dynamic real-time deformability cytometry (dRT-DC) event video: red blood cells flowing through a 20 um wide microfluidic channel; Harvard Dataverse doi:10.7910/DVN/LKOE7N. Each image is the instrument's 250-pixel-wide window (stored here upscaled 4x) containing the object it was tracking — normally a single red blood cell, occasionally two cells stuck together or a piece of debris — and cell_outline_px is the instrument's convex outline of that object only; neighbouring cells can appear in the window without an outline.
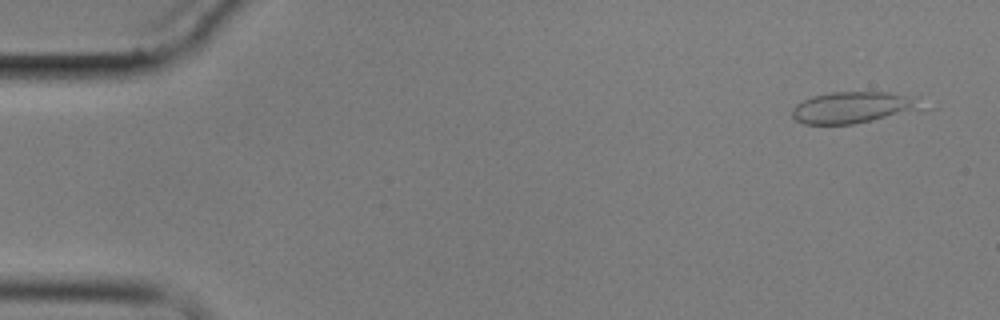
{"species": "common noctule bat (a hibernating species)", "species_latin": "Nyctalus noctula", "temperature_condition": "cold", "stored_images_in_passage": 5, "camera_frame_rate_fps": 3000, "um_per_image_px": 0.085, "animal": {"sex": "male", "body_mass_g": 17.9}, "frame": {"image": 1, "passage_image": 1, "time_ms": 0.0, "image_size_px": [1000, 320], "cell_outline_px": [[940, 108], [852, 124], [804, 124], [796, 120], [792, 116], [792, 108], [796, 104], [812, 96], [832, 92], [888, 92], [920, 96]], "centroid_in_image_um": [72.87, 9.12], "position_along_channel_um": 12.1, "area_um2": 25.32}}
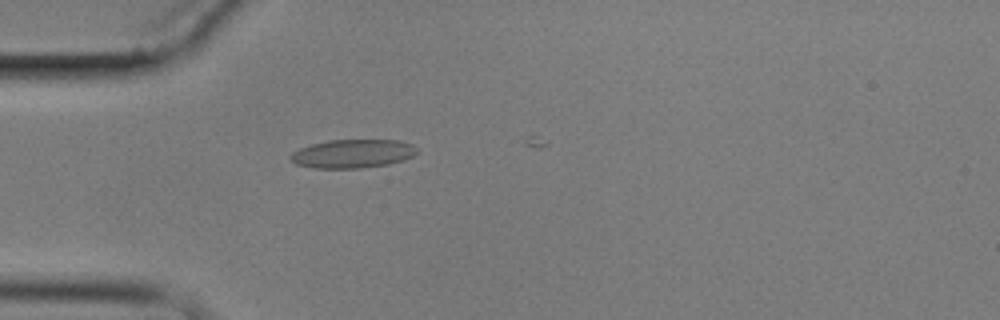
{"frame": {"image": 2, "passage_image": 4, "time_ms": 4.333, "image_size_px": [1000, 320], "cell_outline_px": [[416, 152], [412, 156], [404, 160], [388, 164], [360, 168], [316, 168], [296, 164], [288, 156], [292, 152], [300, 148], [312, 144], [328, 140], [400, 140], [412, 144], [416, 148]], "centroid_in_image_um": [29.97, 13.06], "position_along_channel_um": 55.0, "area_um2": 20.98}}